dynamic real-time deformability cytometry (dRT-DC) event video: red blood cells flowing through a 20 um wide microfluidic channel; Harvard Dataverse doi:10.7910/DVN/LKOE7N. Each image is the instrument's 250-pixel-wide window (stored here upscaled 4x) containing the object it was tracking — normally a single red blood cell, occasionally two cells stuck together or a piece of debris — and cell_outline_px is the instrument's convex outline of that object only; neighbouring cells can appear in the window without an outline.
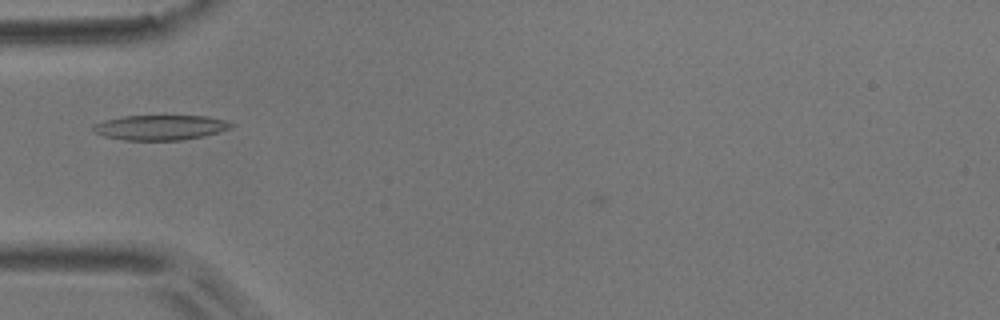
{"species": "common noctule bat (a hibernating species)", "species_latin": "Nyctalus noctula", "temperature_condition": "room temperature", "stored_images_in_passage": 6, "camera_frame_rate_fps": 3000, "um_per_image_px": 0.085, "animal": {"sex": "male", "body_mass_g": 17.9}, "frame": {"image": 1, "passage_image": 5, "time_ms": 4.667, "image_size_px": [1000, 320], "cell_outline_px": [[236, 124], [232, 128], [204, 136], [180, 140], [124, 140], [104, 136], [96, 132], [92, 128], [92, 124], [104, 120], [124, 116], [208, 116], [228, 120]], "centroid_in_image_um": [13.68, 10.83], "position_along_channel_um": 71.3, "area_um2": 20.23}}